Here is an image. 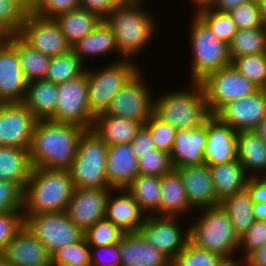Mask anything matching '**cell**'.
<instances>
[{"label": "cell", "instance_id": "6da1fadb", "mask_svg": "<svg viewBox=\"0 0 266 266\" xmlns=\"http://www.w3.org/2000/svg\"><path fill=\"white\" fill-rule=\"evenodd\" d=\"M84 130L77 124L37 119L29 148L33 167L69 170Z\"/></svg>", "mask_w": 266, "mask_h": 266}, {"label": "cell", "instance_id": "7a4b0ae2", "mask_svg": "<svg viewBox=\"0 0 266 266\" xmlns=\"http://www.w3.org/2000/svg\"><path fill=\"white\" fill-rule=\"evenodd\" d=\"M75 185L69 170L33 167L23 189V216L66 211Z\"/></svg>", "mask_w": 266, "mask_h": 266}, {"label": "cell", "instance_id": "3957f363", "mask_svg": "<svg viewBox=\"0 0 266 266\" xmlns=\"http://www.w3.org/2000/svg\"><path fill=\"white\" fill-rule=\"evenodd\" d=\"M140 2L126 0L104 19L113 30L119 55L123 59L136 56L154 36L153 18L142 10Z\"/></svg>", "mask_w": 266, "mask_h": 266}, {"label": "cell", "instance_id": "277c9868", "mask_svg": "<svg viewBox=\"0 0 266 266\" xmlns=\"http://www.w3.org/2000/svg\"><path fill=\"white\" fill-rule=\"evenodd\" d=\"M187 91H171L153 100V114L176 130L202 126L212 116L201 82ZM174 92V93H173Z\"/></svg>", "mask_w": 266, "mask_h": 266}, {"label": "cell", "instance_id": "5b68a950", "mask_svg": "<svg viewBox=\"0 0 266 266\" xmlns=\"http://www.w3.org/2000/svg\"><path fill=\"white\" fill-rule=\"evenodd\" d=\"M199 219L190 223V241L197 247L214 252L220 256H229L239 249V237L222 206L201 208Z\"/></svg>", "mask_w": 266, "mask_h": 266}, {"label": "cell", "instance_id": "8992f818", "mask_svg": "<svg viewBox=\"0 0 266 266\" xmlns=\"http://www.w3.org/2000/svg\"><path fill=\"white\" fill-rule=\"evenodd\" d=\"M107 144L93 129L80 135L69 169L75 188H111L106 179Z\"/></svg>", "mask_w": 266, "mask_h": 266}, {"label": "cell", "instance_id": "52a82bcc", "mask_svg": "<svg viewBox=\"0 0 266 266\" xmlns=\"http://www.w3.org/2000/svg\"><path fill=\"white\" fill-rule=\"evenodd\" d=\"M194 18L190 34L193 51L191 81L201 82L209 74L229 66L231 59L228 44L220 40L197 14Z\"/></svg>", "mask_w": 266, "mask_h": 266}, {"label": "cell", "instance_id": "ba28073f", "mask_svg": "<svg viewBox=\"0 0 266 266\" xmlns=\"http://www.w3.org/2000/svg\"><path fill=\"white\" fill-rule=\"evenodd\" d=\"M131 59H121L105 68L87 69L89 98L88 105L91 116L95 119L107 113L114 95L140 69Z\"/></svg>", "mask_w": 266, "mask_h": 266}, {"label": "cell", "instance_id": "9c48e42d", "mask_svg": "<svg viewBox=\"0 0 266 266\" xmlns=\"http://www.w3.org/2000/svg\"><path fill=\"white\" fill-rule=\"evenodd\" d=\"M25 226L46 247L50 256L84 237V232L69 219L66 211L27 215Z\"/></svg>", "mask_w": 266, "mask_h": 266}, {"label": "cell", "instance_id": "30bf717a", "mask_svg": "<svg viewBox=\"0 0 266 266\" xmlns=\"http://www.w3.org/2000/svg\"><path fill=\"white\" fill-rule=\"evenodd\" d=\"M88 98L89 87L86 69L82 75L58 84L57 106L50 120L92 129L94 118L91 116Z\"/></svg>", "mask_w": 266, "mask_h": 266}, {"label": "cell", "instance_id": "8fae6325", "mask_svg": "<svg viewBox=\"0 0 266 266\" xmlns=\"http://www.w3.org/2000/svg\"><path fill=\"white\" fill-rule=\"evenodd\" d=\"M201 84L212 115L228 102L249 96L259 90L257 85L239 73L232 64L209 74Z\"/></svg>", "mask_w": 266, "mask_h": 266}, {"label": "cell", "instance_id": "7c38bea8", "mask_svg": "<svg viewBox=\"0 0 266 266\" xmlns=\"http://www.w3.org/2000/svg\"><path fill=\"white\" fill-rule=\"evenodd\" d=\"M140 69L114 95L106 114L125 117L144 125L153 114V98Z\"/></svg>", "mask_w": 266, "mask_h": 266}, {"label": "cell", "instance_id": "4fadbf2b", "mask_svg": "<svg viewBox=\"0 0 266 266\" xmlns=\"http://www.w3.org/2000/svg\"><path fill=\"white\" fill-rule=\"evenodd\" d=\"M175 219L176 216L148 214L138 230L149 245L162 251L172 261L190 240L189 228L181 230Z\"/></svg>", "mask_w": 266, "mask_h": 266}, {"label": "cell", "instance_id": "5bb4252c", "mask_svg": "<svg viewBox=\"0 0 266 266\" xmlns=\"http://www.w3.org/2000/svg\"><path fill=\"white\" fill-rule=\"evenodd\" d=\"M18 36L31 48L51 57L72 50L55 19L41 18L31 11L26 16Z\"/></svg>", "mask_w": 266, "mask_h": 266}, {"label": "cell", "instance_id": "9a60e30c", "mask_svg": "<svg viewBox=\"0 0 266 266\" xmlns=\"http://www.w3.org/2000/svg\"><path fill=\"white\" fill-rule=\"evenodd\" d=\"M37 118L22 103H0V146L29 149Z\"/></svg>", "mask_w": 266, "mask_h": 266}, {"label": "cell", "instance_id": "2e32d148", "mask_svg": "<svg viewBox=\"0 0 266 266\" xmlns=\"http://www.w3.org/2000/svg\"><path fill=\"white\" fill-rule=\"evenodd\" d=\"M215 115L236 132L254 131L266 116V90L230 101Z\"/></svg>", "mask_w": 266, "mask_h": 266}, {"label": "cell", "instance_id": "e0dca14e", "mask_svg": "<svg viewBox=\"0 0 266 266\" xmlns=\"http://www.w3.org/2000/svg\"><path fill=\"white\" fill-rule=\"evenodd\" d=\"M113 188H75L66 213L83 232L106 215V205Z\"/></svg>", "mask_w": 266, "mask_h": 266}, {"label": "cell", "instance_id": "ac0fdd59", "mask_svg": "<svg viewBox=\"0 0 266 266\" xmlns=\"http://www.w3.org/2000/svg\"><path fill=\"white\" fill-rule=\"evenodd\" d=\"M27 86L18 51L7 40L0 47V103H22Z\"/></svg>", "mask_w": 266, "mask_h": 266}, {"label": "cell", "instance_id": "d6986e66", "mask_svg": "<svg viewBox=\"0 0 266 266\" xmlns=\"http://www.w3.org/2000/svg\"><path fill=\"white\" fill-rule=\"evenodd\" d=\"M237 134L238 132L223 123L216 115H212L207 120L204 163L207 166H212L238 160Z\"/></svg>", "mask_w": 266, "mask_h": 266}, {"label": "cell", "instance_id": "ffe728a7", "mask_svg": "<svg viewBox=\"0 0 266 266\" xmlns=\"http://www.w3.org/2000/svg\"><path fill=\"white\" fill-rule=\"evenodd\" d=\"M174 169L182 179L186 196L194 210L220 205L221 201L216 196L209 167L205 163Z\"/></svg>", "mask_w": 266, "mask_h": 266}, {"label": "cell", "instance_id": "44dd1931", "mask_svg": "<svg viewBox=\"0 0 266 266\" xmlns=\"http://www.w3.org/2000/svg\"><path fill=\"white\" fill-rule=\"evenodd\" d=\"M12 266H52L46 247L24 227L0 252Z\"/></svg>", "mask_w": 266, "mask_h": 266}, {"label": "cell", "instance_id": "7402d4cb", "mask_svg": "<svg viewBox=\"0 0 266 266\" xmlns=\"http://www.w3.org/2000/svg\"><path fill=\"white\" fill-rule=\"evenodd\" d=\"M138 157L131 143L107 147L106 179L113 189L127 188L139 175Z\"/></svg>", "mask_w": 266, "mask_h": 266}, {"label": "cell", "instance_id": "603a6c76", "mask_svg": "<svg viewBox=\"0 0 266 266\" xmlns=\"http://www.w3.org/2000/svg\"><path fill=\"white\" fill-rule=\"evenodd\" d=\"M118 247L121 266H172V260L149 245L139 232L124 233Z\"/></svg>", "mask_w": 266, "mask_h": 266}, {"label": "cell", "instance_id": "cb8c5ba5", "mask_svg": "<svg viewBox=\"0 0 266 266\" xmlns=\"http://www.w3.org/2000/svg\"><path fill=\"white\" fill-rule=\"evenodd\" d=\"M207 144V121L194 129L177 130L172 148L171 162L174 168L204 163Z\"/></svg>", "mask_w": 266, "mask_h": 266}, {"label": "cell", "instance_id": "d4e9b609", "mask_svg": "<svg viewBox=\"0 0 266 266\" xmlns=\"http://www.w3.org/2000/svg\"><path fill=\"white\" fill-rule=\"evenodd\" d=\"M112 191L116 193L118 191L122 194L112 198ZM147 215L140 209L138 202L126 188L111 190V195L109 194L107 200L105 217L124 233L138 232Z\"/></svg>", "mask_w": 266, "mask_h": 266}, {"label": "cell", "instance_id": "484cf974", "mask_svg": "<svg viewBox=\"0 0 266 266\" xmlns=\"http://www.w3.org/2000/svg\"><path fill=\"white\" fill-rule=\"evenodd\" d=\"M142 124L125 117L101 114L94 119L92 129L107 146L131 143Z\"/></svg>", "mask_w": 266, "mask_h": 266}, {"label": "cell", "instance_id": "4316f807", "mask_svg": "<svg viewBox=\"0 0 266 266\" xmlns=\"http://www.w3.org/2000/svg\"><path fill=\"white\" fill-rule=\"evenodd\" d=\"M217 198L222 201L235 192L246 188L251 174L236 160L225 164L208 166Z\"/></svg>", "mask_w": 266, "mask_h": 266}, {"label": "cell", "instance_id": "83f0119b", "mask_svg": "<svg viewBox=\"0 0 266 266\" xmlns=\"http://www.w3.org/2000/svg\"><path fill=\"white\" fill-rule=\"evenodd\" d=\"M32 168L29 149L0 146V180L14 182L23 190Z\"/></svg>", "mask_w": 266, "mask_h": 266}, {"label": "cell", "instance_id": "f1b7e54d", "mask_svg": "<svg viewBox=\"0 0 266 266\" xmlns=\"http://www.w3.org/2000/svg\"><path fill=\"white\" fill-rule=\"evenodd\" d=\"M194 209L186 196L179 173L173 169L161 177L160 216H181ZM182 213V214H181Z\"/></svg>", "mask_w": 266, "mask_h": 266}, {"label": "cell", "instance_id": "f546056e", "mask_svg": "<svg viewBox=\"0 0 266 266\" xmlns=\"http://www.w3.org/2000/svg\"><path fill=\"white\" fill-rule=\"evenodd\" d=\"M58 84L45 79L28 82L23 103L37 119H50L56 110Z\"/></svg>", "mask_w": 266, "mask_h": 266}, {"label": "cell", "instance_id": "4dcf8cb0", "mask_svg": "<svg viewBox=\"0 0 266 266\" xmlns=\"http://www.w3.org/2000/svg\"><path fill=\"white\" fill-rule=\"evenodd\" d=\"M237 157L246 172L252 170L251 176H266V144L255 131L238 132Z\"/></svg>", "mask_w": 266, "mask_h": 266}, {"label": "cell", "instance_id": "1f68e13d", "mask_svg": "<svg viewBox=\"0 0 266 266\" xmlns=\"http://www.w3.org/2000/svg\"><path fill=\"white\" fill-rule=\"evenodd\" d=\"M72 50L83 63L89 56H102L112 51L119 52L113 30L105 20H102L92 32L75 44Z\"/></svg>", "mask_w": 266, "mask_h": 266}, {"label": "cell", "instance_id": "d6a6232c", "mask_svg": "<svg viewBox=\"0 0 266 266\" xmlns=\"http://www.w3.org/2000/svg\"><path fill=\"white\" fill-rule=\"evenodd\" d=\"M54 19L71 47L92 32L102 21L99 16L81 7L60 14Z\"/></svg>", "mask_w": 266, "mask_h": 266}, {"label": "cell", "instance_id": "836d02e7", "mask_svg": "<svg viewBox=\"0 0 266 266\" xmlns=\"http://www.w3.org/2000/svg\"><path fill=\"white\" fill-rule=\"evenodd\" d=\"M253 205L254 202L246 188L225 197L220 202V206L230 217L234 231L239 238L247 232L255 221Z\"/></svg>", "mask_w": 266, "mask_h": 266}, {"label": "cell", "instance_id": "e575fe53", "mask_svg": "<svg viewBox=\"0 0 266 266\" xmlns=\"http://www.w3.org/2000/svg\"><path fill=\"white\" fill-rule=\"evenodd\" d=\"M8 41L17 49L24 76L28 82L45 79L51 56L31 48L18 35L9 36Z\"/></svg>", "mask_w": 266, "mask_h": 266}, {"label": "cell", "instance_id": "d590c367", "mask_svg": "<svg viewBox=\"0 0 266 266\" xmlns=\"http://www.w3.org/2000/svg\"><path fill=\"white\" fill-rule=\"evenodd\" d=\"M144 213H159L161 177L139 174L126 188ZM155 212V213H153Z\"/></svg>", "mask_w": 266, "mask_h": 266}, {"label": "cell", "instance_id": "8d00e7d4", "mask_svg": "<svg viewBox=\"0 0 266 266\" xmlns=\"http://www.w3.org/2000/svg\"><path fill=\"white\" fill-rule=\"evenodd\" d=\"M228 46L231 61L244 55L264 54L266 53V28L238 30Z\"/></svg>", "mask_w": 266, "mask_h": 266}, {"label": "cell", "instance_id": "74e56055", "mask_svg": "<svg viewBox=\"0 0 266 266\" xmlns=\"http://www.w3.org/2000/svg\"><path fill=\"white\" fill-rule=\"evenodd\" d=\"M83 62L73 50L51 58L45 80L55 84L76 78L86 71Z\"/></svg>", "mask_w": 266, "mask_h": 266}, {"label": "cell", "instance_id": "f35d334b", "mask_svg": "<svg viewBox=\"0 0 266 266\" xmlns=\"http://www.w3.org/2000/svg\"><path fill=\"white\" fill-rule=\"evenodd\" d=\"M231 64L259 89L266 88V53L240 56L234 58Z\"/></svg>", "mask_w": 266, "mask_h": 266}, {"label": "cell", "instance_id": "ab89813d", "mask_svg": "<svg viewBox=\"0 0 266 266\" xmlns=\"http://www.w3.org/2000/svg\"><path fill=\"white\" fill-rule=\"evenodd\" d=\"M29 12L18 0H0V28L8 36L19 35Z\"/></svg>", "mask_w": 266, "mask_h": 266}, {"label": "cell", "instance_id": "60d3db41", "mask_svg": "<svg viewBox=\"0 0 266 266\" xmlns=\"http://www.w3.org/2000/svg\"><path fill=\"white\" fill-rule=\"evenodd\" d=\"M91 249L85 238L66 245L51 256L52 266H86L91 264Z\"/></svg>", "mask_w": 266, "mask_h": 266}, {"label": "cell", "instance_id": "b9f144b4", "mask_svg": "<svg viewBox=\"0 0 266 266\" xmlns=\"http://www.w3.org/2000/svg\"><path fill=\"white\" fill-rule=\"evenodd\" d=\"M124 232L106 217L97 221L84 232L89 247L110 246L118 244Z\"/></svg>", "mask_w": 266, "mask_h": 266}, {"label": "cell", "instance_id": "7bdbcfd3", "mask_svg": "<svg viewBox=\"0 0 266 266\" xmlns=\"http://www.w3.org/2000/svg\"><path fill=\"white\" fill-rule=\"evenodd\" d=\"M212 30V32L226 44H230L238 28L228 12L214 9L202 10L197 14Z\"/></svg>", "mask_w": 266, "mask_h": 266}, {"label": "cell", "instance_id": "ee69618b", "mask_svg": "<svg viewBox=\"0 0 266 266\" xmlns=\"http://www.w3.org/2000/svg\"><path fill=\"white\" fill-rule=\"evenodd\" d=\"M220 257L214 252L197 247L189 240L172 261V266H215Z\"/></svg>", "mask_w": 266, "mask_h": 266}, {"label": "cell", "instance_id": "f6af8a7d", "mask_svg": "<svg viewBox=\"0 0 266 266\" xmlns=\"http://www.w3.org/2000/svg\"><path fill=\"white\" fill-rule=\"evenodd\" d=\"M138 160L139 174L162 177L174 169L170 153L156 148L147 154H142Z\"/></svg>", "mask_w": 266, "mask_h": 266}, {"label": "cell", "instance_id": "bcb514c9", "mask_svg": "<svg viewBox=\"0 0 266 266\" xmlns=\"http://www.w3.org/2000/svg\"><path fill=\"white\" fill-rule=\"evenodd\" d=\"M144 126L150 131L155 148L171 154L177 130L154 114Z\"/></svg>", "mask_w": 266, "mask_h": 266}, {"label": "cell", "instance_id": "7dc6e473", "mask_svg": "<svg viewBox=\"0 0 266 266\" xmlns=\"http://www.w3.org/2000/svg\"><path fill=\"white\" fill-rule=\"evenodd\" d=\"M238 30L264 27L261 19L259 3L250 1L240 4L229 12Z\"/></svg>", "mask_w": 266, "mask_h": 266}, {"label": "cell", "instance_id": "c3c4849f", "mask_svg": "<svg viewBox=\"0 0 266 266\" xmlns=\"http://www.w3.org/2000/svg\"><path fill=\"white\" fill-rule=\"evenodd\" d=\"M265 245L266 220H255L247 232L239 238V248L245 250V255L242 258L247 259L251 254Z\"/></svg>", "mask_w": 266, "mask_h": 266}, {"label": "cell", "instance_id": "681fc988", "mask_svg": "<svg viewBox=\"0 0 266 266\" xmlns=\"http://www.w3.org/2000/svg\"><path fill=\"white\" fill-rule=\"evenodd\" d=\"M23 209V190L14 182L0 180V214Z\"/></svg>", "mask_w": 266, "mask_h": 266}, {"label": "cell", "instance_id": "f907efd6", "mask_svg": "<svg viewBox=\"0 0 266 266\" xmlns=\"http://www.w3.org/2000/svg\"><path fill=\"white\" fill-rule=\"evenodd\" d=\"M80 7V0H36L31 11L41 18L54 19L60 14Z\"/></svg>", "mask_w": 266, "mask_h": 266}, {"label": "cell", "instance_id": "816d5d0a", "mask_svg": "<svg viewBox=\"0 0 266 266\" xmlns=\"http://www.w3.org/2000/svg\"><path fill=\"white\" fill-rule=\"evenodd\" d=\"M24 225L25 218L22 211L0 214V252L8 245Z\"/></svg>", "mask_w": 266, "mask_h": 266}, {"label": "cell", "instance_id": "f5cc1de1", "mask_svg": "<svg viewBox=\"0 0 266 266\" xmlns=\"http://www.w3.org/2000/svg\"><path fill=\"white\" fill-rule=\"evenodd\" d=\"M94 248L96 251H92V249L94 250ZM90 249H91V251H90L91 252V264H93L95 266H121L120 252H119L118 244H113L110 246L92 247V248L90 247ZM97 251L99 252V254L102 252L101 257H102V255H104L103 258H105V256H106V257H109V259L106 258L108 260L105 259L106 260L105 261L100 256L95 257V255H97L95 252H97ZM99 257L101 260L103 259L104 262L101 261L99 259Z\"/></svg>", "mask_w": 266, "mask_h": 266}, {"label": "cell", "instance_id": "db71d44e", "mask_svg": "<svg viewBox=\"0 0 266 266\" xmlns=\"http://www.w3.org/2000/svg\"><path fill=\"white\" fill-rule=\"evenodd\" d=\"M126 0H80V7L88 10L104 20L115 7Z\"/></svg>", "mask_w": 266, "mask_h": 266}, {"label": "cell", "instance_id": "11a10c76", "mask_svg": "<svg viewBox=\"0 0 266 266\" xmlns=\"http://www.w3.org/2000/svg\"><path fill=\"white\" fill-rule=\"evenodd\" d=\"M132 149L136 156L140 158L142 154H147L155 149L150 131L142 125L136 136L131 141Z\"/></svg>", "mask_w": 266, "mask_h": 266}, {"label": "cell", "instance_id": "9f6ffc18", "mask_svg": "<svg viewBox=\"0 0 266 266\" xmlns=\"http://www.w3.org/2000/svg\"><path fill=\"white\" fill-rule=\"evenodd\" d=\"M246 189L253 202H266V176H250Z\"/></svg>", "mask_w": 266, "mask_h": 266}, {"label": "cell", "instance_id": "6f0895ef", "mask_svg": "<svg viewBox=\"0 0 266 266\" xmlns=\"http://www.w3.org/2000/svg\"><path fill=\"white\" fill-rule=\"evenodd\" d=\"M251 0H217L212 9L219 12H230L240 4L250 2Z\"/></svg>", "mask_w": 266, "mask_h": 266}, {"label": "cell", "instance_id": "680465c9", "mask_svg": "<svg viewBox=\"0 0 266 266\" xmlns=\"http://www.w3.org/2000/svg\"><path fill=\"white\" fill-rule=\"evenodd\" d=\"M247 266H266V245L247 258Z\"/></svg>", "mask_w": 266, "mask_h": 266}, {"label": "cell", "instance_id": "91938a15", "mask_svg": "<svg viewBox=\"0 0 266 266\" xmlns=\"http://www.w3.org/2000/svg\"><path fill=\"white\" fill-rule=\"evenodd\" d=\"M233 255H229V256H221L217 263L215 264V266H247V259L244 258L243 260V264L240 263L239 261H236V259L234 260V258H232ZM239 262V263H238Z\"/></svg>", "mask_w": 266, "mask_h": 266}, {"label": "cell", "instance_id": "94428289", "mask_svg": "<svg viewBox=\"0 0 266 266\" xmlns=\"http://www.w3.org/2000/svg\"><path fill=\"white\" fill-rule=\"evenodd\" d=\"M253 213L255 220H266V202H254Z\"/></svg>", "mask_w": 266, "mask_h": 266}, {"label": "cell", "instance_id": "6125c7cd", "mask_svg": "<svg viewBox=\"0 0 266 266\" xmlns=\"http://www.w3.org/2000/svg\"><path fill=\"white\" fill-rule=\"evenodd\" d=\"M196 6L195 14H198L202 10L211 9L215 5L217 0H191Z\"/></svg>", "mask_w": 266, "mask_h": 266}, {"label": "cell", "instance_id": "be15d7a7", "mask_svg": "<svg viewBox=\"0 0 266 266\" xmlns=\"http://www.w3.org/2000/svg\"><path fill=\"white\" fill-rule=\"evenodd\" d=\"M255 133L266 144V116L261 120L259 125L255 128Z\"/></svg>", "mask_w": 266, "mask_h": 266}, {"label": "cell", "instance_id": "e7e4bbea", "mask_svg": "<svg viewBox=\"0 0 266 266\" xmlns=\"http://www.w3.org/2000/svg\"><path fill=\"white\" fill-rule=\"evenodd\" d=\"M259 7H260L262 23L263 26L266 28V0H261L259 2Z\"/></svg>", "mask_w": 266, "mask_h": 266}, {"label": "cell", "instance_id": "03108f58", "mask_svg": "<svg viewBox=\"0 0 266 266\" xmlns=\"http://www.w3.org/2000/svg\"><path fill=\"white\" fill-rule=\"evenodd\" d=\"M18 1L21 2L29 11H32L36 4V0H18Z\"/></svg>", "mask_w": 266, "mask_h": 266}, {"label": "cell", "instance_id": "003e7915", "mask_svg": "<svg viewBox=\"0 0 266 266\" xmlns=\"http://www.w3.org/2000/svg\"><path fill=\"white\" fill-rule=\"evenodd\" d=\"M0 266H12L8 260H6L2 255H0Z\"/></svg>", "mask_w": 266, "mask_h": 266}, {"label": "cell", "instance_id": "a7ac6f4b", "mask_svg": "<svg viewBox=\"0 0 266 266\" xmlns=\"http://www.w3.org/2000/svg\"><path fill=\"white\" fill-rule=\"evenodd\" d=\"M9 36L0 28V39H8Z\"/></svg>", "mask_w": 266, "mask_h": 266}, {"label": "cell", "instance_id": "89a4df30", "mask_svg": "<svg viewBox=\"0 0 266 266\" xmlns=\"http://www.w3.org/2000/svg\"><path fill=\"white\" fill-rule=\"evenodd\" d=\"M8 39H0V47L7 41Z\"/></svg>", "mask_w": 266, "mask_h": 266}, {"label": "cell", "instance_id": "2644e50d", "mask_svg": "<svg viewBox=\"0 0 266 266\" xmlns=\"http://www.w3.org/2000/svg\"><path fill=\"white\" fill-rule=\"evenodd\" d=\"M251 1H255V2H258L259 3L261 0H251Z\"/></svg>", "mask_w": 266, "mask_h": 266}]
</instances>
